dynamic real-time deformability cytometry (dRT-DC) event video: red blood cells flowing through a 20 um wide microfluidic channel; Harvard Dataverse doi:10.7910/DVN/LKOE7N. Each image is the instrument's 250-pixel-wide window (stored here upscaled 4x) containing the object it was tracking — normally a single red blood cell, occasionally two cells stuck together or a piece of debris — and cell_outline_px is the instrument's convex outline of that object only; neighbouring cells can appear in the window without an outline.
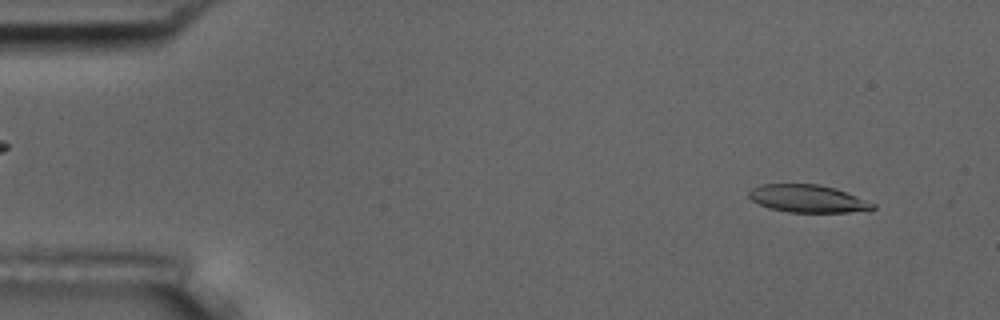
{"species": "common noctule bat (a hibernating species)", "species_latin": "Nyctalus noctula", "temperature_condition": "room temperature", "stored_images_in_passage": 54, "camera_frame_rate_fps": 3000, "um_per_image_px": 0.085, "animal": {"sex": "male", "body_mass_g": 17.5, "forearm_length_mm": 52.3}, "frame": {"image": 1, "passage_image": 4, "time_ms": 1.0, "image_size_px": [1000, 320], "cell_outline_px": [[876, 208], [848, 212], [788, 212], [768, 208], [752, 200], [748, 196], [748, 192], [752, 188], [760, 184], [820, 184], [836, 188], [876, 204]], "centroid_in_image_um": [68.63, 16.87], "position_along_channel_um": 16.4, "area_um2": 19.88}}
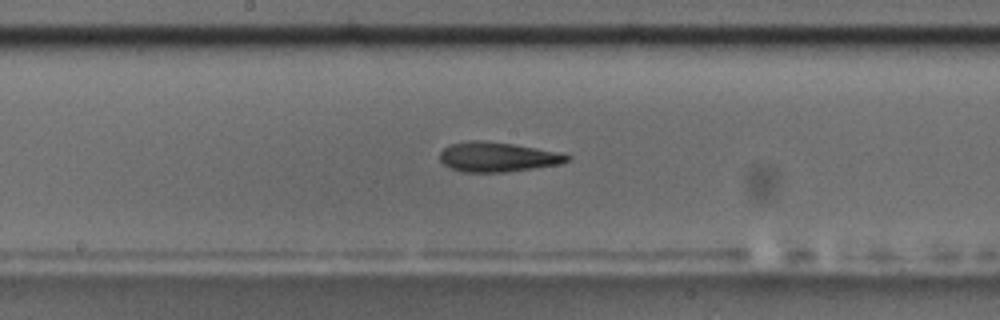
{"frame": {"image": 2, "passage_image": 28, "time_ms": 9.0, "image_size_px": [1000, 320], "cell_outline_px": [[572, 156], [568, 160], [560, 164], [504, 172], [460, 172], [444, 164], [440, 160], [440, 152], [444, 148], [452, 144], [468, 140], [484, 140], [512, 144], [536, 148], [556, 152]], "centroid_in_image_um": [42.25, 13.34], "position_along_channel_um": 205.9, "area_um2": 21.79}}
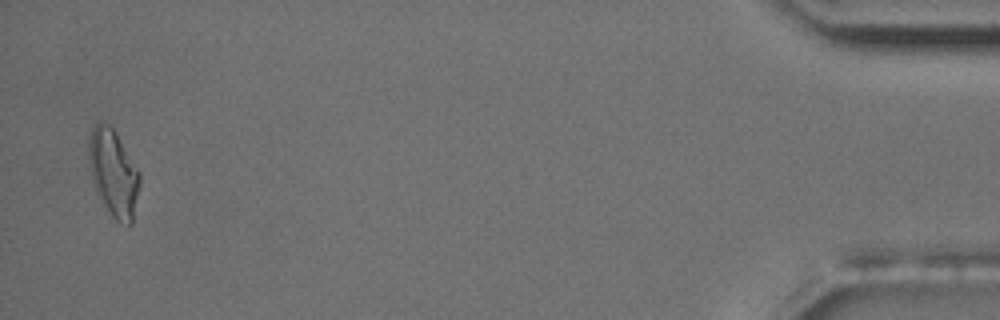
{"frame": {"image": 3, "passage_image": 53, "time_ms": 17.333, "image_size_px": [1000, 320], "cell_outline_px": [[140, 184], [132, 224], [128, 228], [120, 224], [112, 216], [96, 192], [88, 168], [88, 144], [92, 128], [96, 120], [104, 120], [116, 132], [140, 172]], "centroid_in_image_um": [9.63, 14.69], "position_along_channel_um": 425.6, "area_um2": 26.36}, "authors_computed_cell_mechanics": {"area_um2": 21.5594, "velocity_mm_per_s": 3.6648, "shape_relaxation_time_tau1_ms": null, "shape_relaxation_time_tau2_ms": 5.6922, "deformation_change_tau1": null, "deformation_change_tau2": 0.1704}}